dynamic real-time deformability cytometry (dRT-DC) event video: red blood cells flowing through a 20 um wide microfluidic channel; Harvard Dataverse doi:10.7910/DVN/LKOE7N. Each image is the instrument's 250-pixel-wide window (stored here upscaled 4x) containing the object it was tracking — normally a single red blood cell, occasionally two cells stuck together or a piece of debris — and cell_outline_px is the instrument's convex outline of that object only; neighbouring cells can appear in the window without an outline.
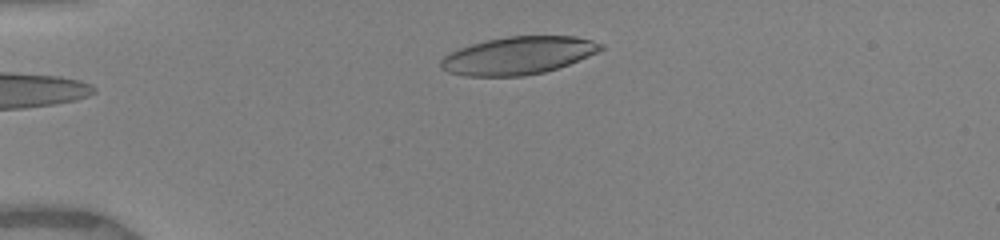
{"species": "human", "species_latin": "Homo sapiens", "temperature_condition": "warm", "stored_images_in_passage": 4, "camera_frame_rate_fps": 3000, "um_per_image_px": 0.085, "donor": {"sex": "female"}, "frame": {"image": 1, "passage_image": 4, "time_ms": 3.0, "image_size_px": [1000, 240], "cell_outline_px": [[604, 48], [588, 56], [568, 64], [544, 72], [524, 76], [464, 76], [448, 72], [440, 68], [440, 60], [444, 56], [460, 48], [484, 40], [508, 36], [572, 36], [592, 40], [604, 44]], "centroid_in_image_um": [44.02, 4.72], "position_along_channel_um": 41.0, "area_um2": 35.03}}